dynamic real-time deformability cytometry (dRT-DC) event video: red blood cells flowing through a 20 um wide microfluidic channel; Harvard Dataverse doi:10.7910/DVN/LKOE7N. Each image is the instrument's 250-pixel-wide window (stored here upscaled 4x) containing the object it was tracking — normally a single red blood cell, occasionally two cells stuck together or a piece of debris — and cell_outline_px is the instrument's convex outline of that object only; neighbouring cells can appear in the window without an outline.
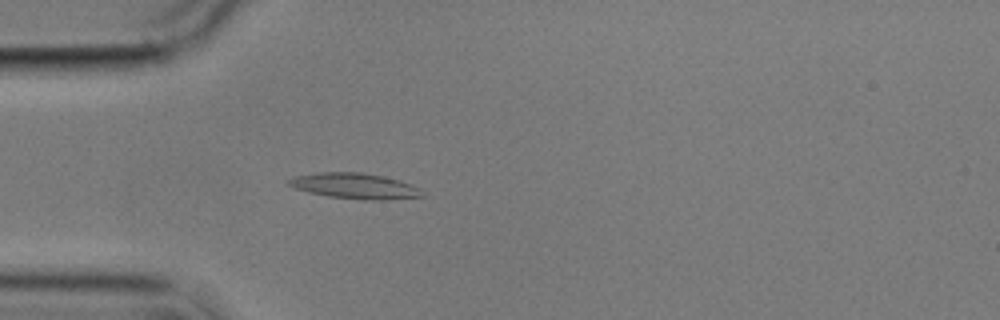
{"species": "common noctule bat (a hibernating species)", "species_latin": "Nyctalus noctula", "temperature_condition": "cold", "stored_images_in_passage": 1, "camera_frame_rate_fps": 3000, "um_per_image_px": 0.085, "animal": {"sex": "male", "body_mass_g": 17.9}, "frame": {"image": 1, "passage_image": 1, "time_ms": 0.0, "image_size_px": [1000, 320], "cell_outline_px": [[424, 196], [384, 200], [364, 200], [328, 196], [308, 192], [296, 188], [288, 184], [284, 180], [296, 176], [320, 172], [364, 172], [384, 176], [420, 188]], "centroid_in_image_um": [30.13, 15.8], "position_along_channel_um": 54.9, "area_um2": 19.83}}